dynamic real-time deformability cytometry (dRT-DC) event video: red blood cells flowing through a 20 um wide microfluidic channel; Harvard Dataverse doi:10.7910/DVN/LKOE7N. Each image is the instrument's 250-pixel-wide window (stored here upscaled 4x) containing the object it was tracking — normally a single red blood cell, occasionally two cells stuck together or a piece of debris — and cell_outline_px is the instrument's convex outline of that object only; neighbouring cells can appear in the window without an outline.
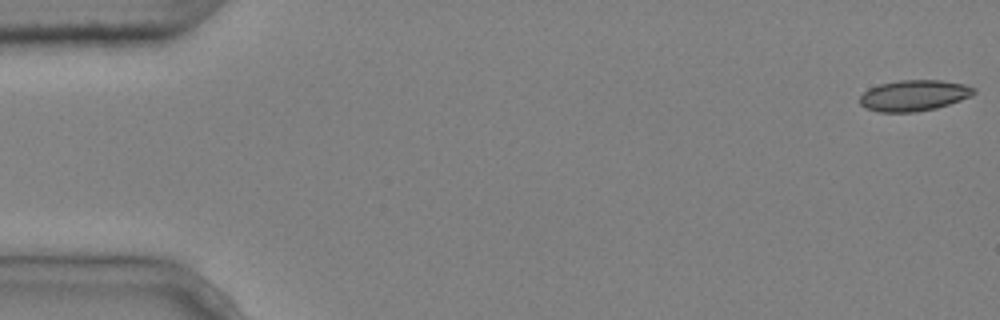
{"species": "common noctule bat (a hibernating species)", "species_latin": "Nyctalus noctula", "temperature_condition": "cold", "stored_images_in_passage": 5, "segment_of_instrument_passage": [1, 2], "camera_frame_rate_fps": 3000, "um_per_image_px": 0.085, "animal": {"sex": "male", "body_mass_g": 20.4}, "frame": {"image": 1, "passage_image": 1, "time_ms": 0.0, "image_size_px": [1000, 320], "cell_outline_px": [[976, 92], [972, 96], [936, 108], [916, 112], [880, 112], [864, 108], [860, 104], [860, 96], [868, 88], [880, 84], [900, 80], [940, 80], [964, 84], [976, 88]], "centroid_in_image_um": [77.68, 8.11], "position_along_channel_um": 7.3, "area_um2": 20.63}}